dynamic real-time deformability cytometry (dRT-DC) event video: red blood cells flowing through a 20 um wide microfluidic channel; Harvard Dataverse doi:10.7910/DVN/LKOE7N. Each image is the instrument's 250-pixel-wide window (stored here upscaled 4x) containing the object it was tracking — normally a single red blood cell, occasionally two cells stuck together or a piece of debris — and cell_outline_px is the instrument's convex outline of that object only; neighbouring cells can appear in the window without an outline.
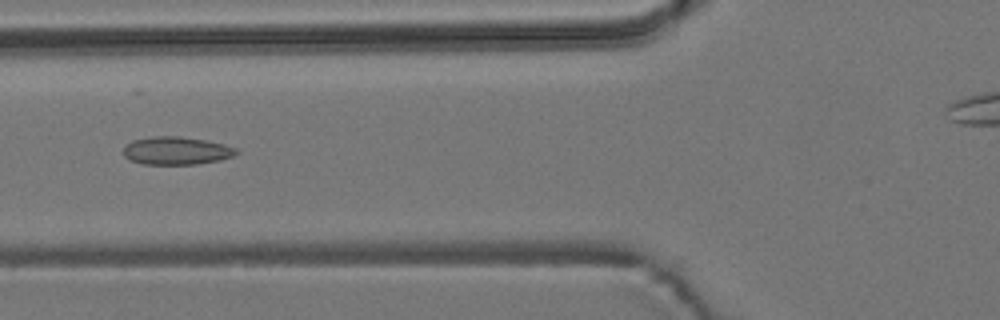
{"species": "common noctule bat (a hibernating species)", "species_latin": "Nyctalus noctula", "temperature_condition": "room temperature", "stored_images_in_passage": 49, "camera_frame_rate_fps": 3000, "um_per_image_px": 0.085, "animal": {"sex": "male", "body_mass_g": 19.2, "forearm_length_mm": 51.8}, "frame": {"image": 1, "passage_image": 21, "time_ms": 6.667, "image_size_px": [1000, 320], "cell_outline_px": [[240, 152], [232, 156], [220, 160], [196, 164], [144, 164], [128, 160], [124, 156], [124, 144], [132, 140], [152, 136], [180, 136], [204, 140], [224, 144], [236, 148]], "centroid_in_image_um": [14.96, 12.8], "position_along_channel_um": 110.8, "area_um2": 18.5}}
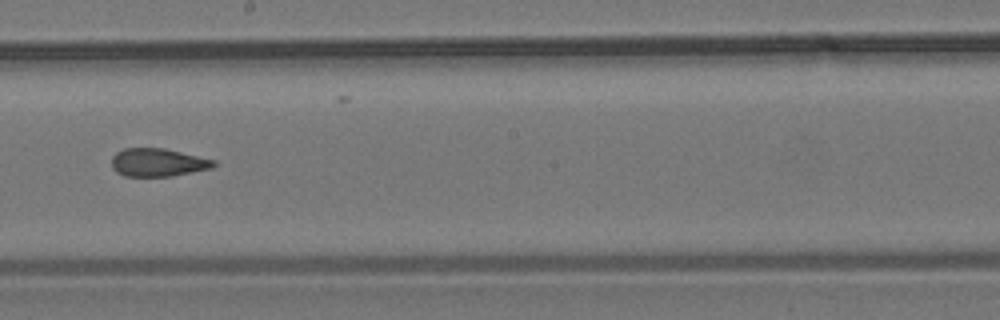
{"frame": {"image": 2, "passage_image": 31, "time_ms": 10.0, "image_size_px": [1000, 320], "cell_outline_px": [[216, 164], [212, 168], [172, 176], [124, 176], [116, 172], [112, 168], [112, 156], [116, 152], [124, 148], [164, 148], [216, 160]], "centroid_in_image_um": [13.41, 13.8], "position_along_channel_um": 234.8, "area_um2": 16.76}}
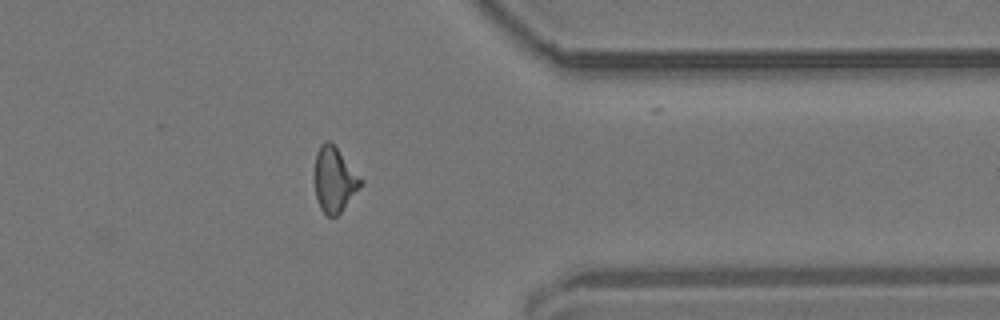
{"frame": {"image": 3, "passage_image": 44, "time_ms": 14.333, "image_size_px": [1000, 320], "cell_outline_px": [[364, 184], [340, 212], [336, 216], [328, 216], [320, 208], [316, 196], [316, 152], [320, 144], [324, 140], [328, 140], [336, 148], [364, 180]], "centroid_in_image_um": [28.45, 15.27], "position_along_channel_um": 382.9, "area_um2": 17.17}}